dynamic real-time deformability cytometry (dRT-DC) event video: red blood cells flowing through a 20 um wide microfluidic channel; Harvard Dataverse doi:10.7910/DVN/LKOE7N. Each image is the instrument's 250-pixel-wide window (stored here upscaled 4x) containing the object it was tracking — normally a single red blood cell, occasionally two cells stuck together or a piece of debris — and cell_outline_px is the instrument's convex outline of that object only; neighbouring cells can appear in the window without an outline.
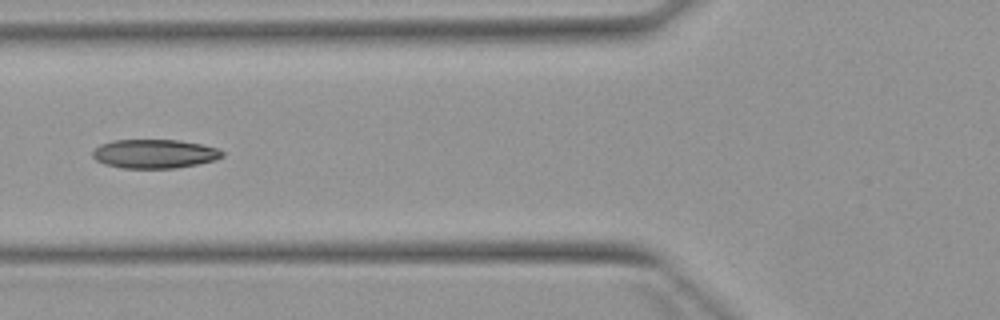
{"species": "Egyptian fruit bat (a non-hibernating species)", "species_latin": "Rousettus aegyptiacus", "temperature_condition": "warm", "stored_images_in_passage": 5, "camera_frame_rate_fps": 3000, "um_per_image_px": 0.085, "animal": {"sex": "female"}, "frame": {"image": 1, "passage_image": 5, "time_ms": 4.667, "image_size_px": [1000, 320], "cell_outline_px": [[224, 156], [216, 160], [176, 168], [120, 168], [104, 164], [96, 160], [92, 156], [92, 152], [100, 144], [112, 140], [180, 140], [200, 144], [216, 148], [224, 152]], "centroid_in_image_um": [13.12, 13.07], "position_along_channel_um": 112.7, "area_um2": 21.91}}